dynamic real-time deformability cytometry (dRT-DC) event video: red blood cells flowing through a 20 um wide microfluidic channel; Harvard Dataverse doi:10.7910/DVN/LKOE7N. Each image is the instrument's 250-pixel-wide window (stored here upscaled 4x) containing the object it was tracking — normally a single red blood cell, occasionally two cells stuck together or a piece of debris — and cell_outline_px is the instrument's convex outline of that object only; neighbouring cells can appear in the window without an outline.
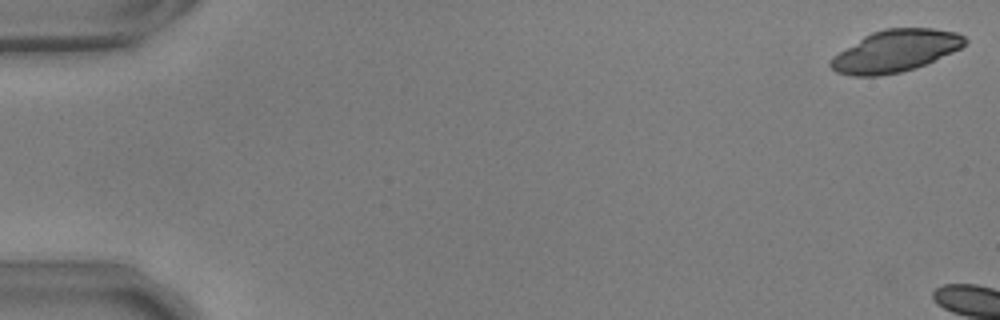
{"species": "common noctule bat (a hibernating species)", "species_latin": "Nyctalus noctula", "temperature_condition": "warm", "stored_images_in_passage": 5, "camera_frame_rate_fps": 3000, "um_per_image_px": 0.085, "animal": {"sex": "male", "body_mass_g": 17.9, "forearm_length_mm": 54.2}, "frame": {"image": 1, "passage_image": 1, "time_ms": 0.0, "image_size_px": [1000, 320], "cell_outline_px": [[968, 40], [960, 48], [952, 52], [924, 64], [900, 72], [876, 76], [852, 76], [836, 72], [828, 64], [828, 60], [832, 56], [864, 36], [872, 32], [884, 28], [932, 28], [956, 32], [964, 36]], "centroid_in_image_um": [76.06, 4.33], "position_along_channel_um": 8.9, "area_um2": 32.6}}